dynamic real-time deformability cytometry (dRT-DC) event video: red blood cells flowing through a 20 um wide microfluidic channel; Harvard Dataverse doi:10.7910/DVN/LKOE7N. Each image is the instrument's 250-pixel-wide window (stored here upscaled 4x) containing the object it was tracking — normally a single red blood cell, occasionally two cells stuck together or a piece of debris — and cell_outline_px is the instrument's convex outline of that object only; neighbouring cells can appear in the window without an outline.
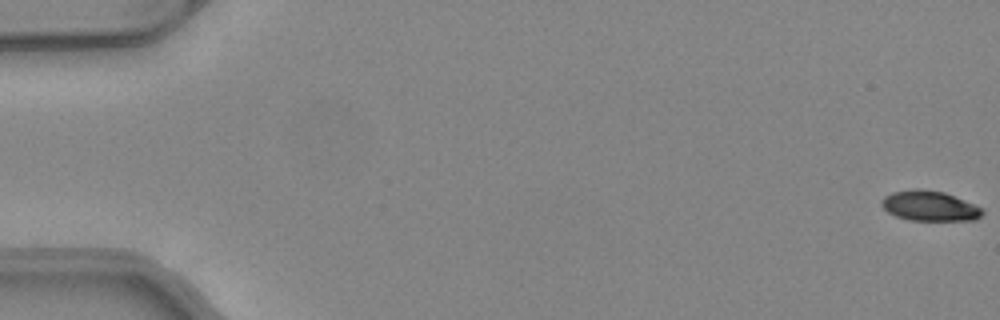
{"species": "common noctule bat (a hibernating species)", "species_latin": "Nyctalus noctula", "temperature_condition": "warm", "stored_images_in_passage": 5, "camera_frame_rate_fps": 3000, "um_per_image_px": 0.085, "animal": {"sex": "female", "body_mass_g": 24.6, "forearm_length_mm": 56.2}, "frame": {"image": 1, "passage_image": 1, "time_ms": 0.0, "image_size_px": [1000, 320], "cell_outline_px": [[984, 212], [976, 220], [908, 220], [896, 216], [888, 212], [880, 204], [880, 200], [884, 196], [892, 192], [912, 188], [920, 188], [944, 192], [984, 208]], "centroid_in_image_um": [79.0, 17.49], "position_along_channel_um": 6.0, "area_um2": 17.86}}